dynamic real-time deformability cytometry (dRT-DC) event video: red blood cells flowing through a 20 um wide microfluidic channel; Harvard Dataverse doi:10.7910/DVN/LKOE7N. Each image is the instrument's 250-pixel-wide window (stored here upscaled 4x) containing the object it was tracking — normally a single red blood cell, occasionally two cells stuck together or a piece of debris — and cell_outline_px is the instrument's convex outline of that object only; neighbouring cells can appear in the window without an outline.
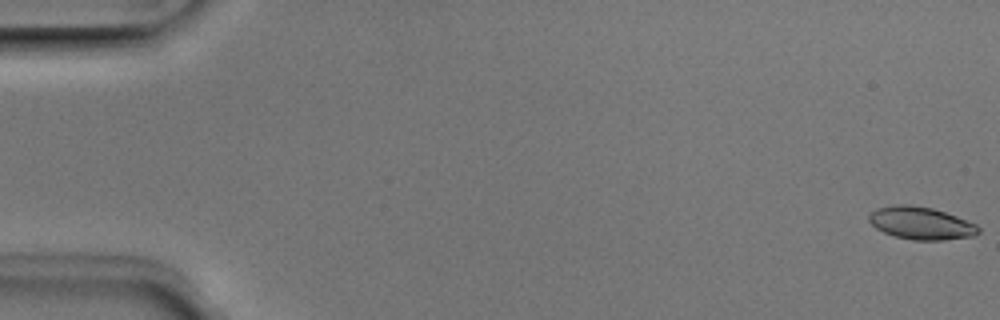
{"species": "Egyptian fruit bat (a non-hibernating species)", "species_latin": "Rousettus aegyptiacus", "temperature_condition": "room temperature", "stored_images_in_passage": 5, "camera_frame_rate_fps": 3000, "um_per_image_px": 0.085, "animal": {"sex": "male"}, "frame": {"image": 1, "passage_image": 1, "time_ms": 0.0, "image_size_px": [1000, 320], "cell_outline_px": [[980, 232], [976, 236], [944, 240], [912, 240], [896, 236], [884, 232], [876, 228], [868, 220], [868, 216], [876, 208], [896, 204], [908, 204], [932, 208], [956, 216], [976, 224], [980, 228]], "centroid_in_image_um": [78.3, 18.97], "position_along_channel_um": 6.7, "area_um2": 20.81}}
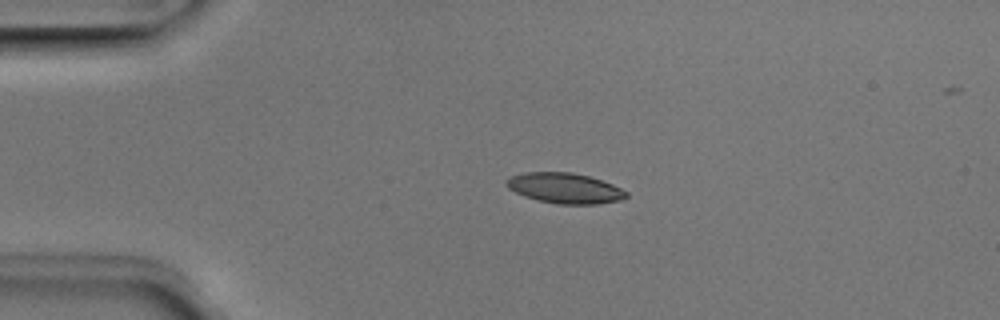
{"frame": {"image": 2, "passage_image": 4, "time_ms": 1.0, "image_size_px": [1000, 320], "cell_outline_px": [[628, 196], [620, 200], [596, 204], [556, 204], [524, 196], [508, 188], [504, 184], [504, 180], [512, 176], [524, 172], [572, 172], [588, 176], [612, 184], [628, 192]], "centroid_in_image_um": [47.98, 15.99], "position_along_channel_um": 37.0, "area_um2": 21.15}}